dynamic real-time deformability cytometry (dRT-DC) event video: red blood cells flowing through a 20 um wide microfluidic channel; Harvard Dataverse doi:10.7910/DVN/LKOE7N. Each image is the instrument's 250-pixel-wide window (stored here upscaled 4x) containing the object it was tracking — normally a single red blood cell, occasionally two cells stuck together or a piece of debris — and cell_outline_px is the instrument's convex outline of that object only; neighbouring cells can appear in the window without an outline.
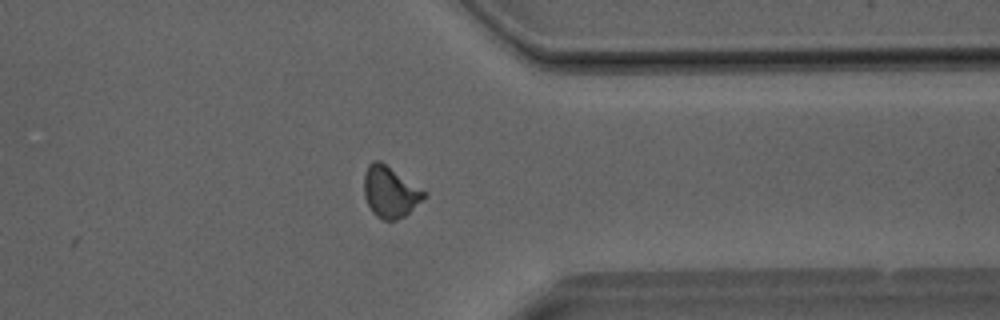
{"species": "Egyptian fruit bat (a non-hibernating species)", "species_latin": "Rousettus aegyptiacus", "temperature_condition": "room temperature", "stored_images_in_passage": 25, "camera_frame_rate_fps": 3000, "um_per_image_px": 0.085, "animal": {"sex": "male"}, "frame": {"image": 1, "passage_image": 21, "time_ms": 6.667, "image_size_px": [1000, 320], "cell_outline_px": [[428, 192], [404, 216], [396, 220], [384, 220], [376, 216], [372, 212], [364, 196], [364, 176], [368, 164], [372, 160], [380, 160]], "centroid_in_image_um": [33.13, 16.28], "position_along_channel_um": 378.3, "area_um2": 17.74}}